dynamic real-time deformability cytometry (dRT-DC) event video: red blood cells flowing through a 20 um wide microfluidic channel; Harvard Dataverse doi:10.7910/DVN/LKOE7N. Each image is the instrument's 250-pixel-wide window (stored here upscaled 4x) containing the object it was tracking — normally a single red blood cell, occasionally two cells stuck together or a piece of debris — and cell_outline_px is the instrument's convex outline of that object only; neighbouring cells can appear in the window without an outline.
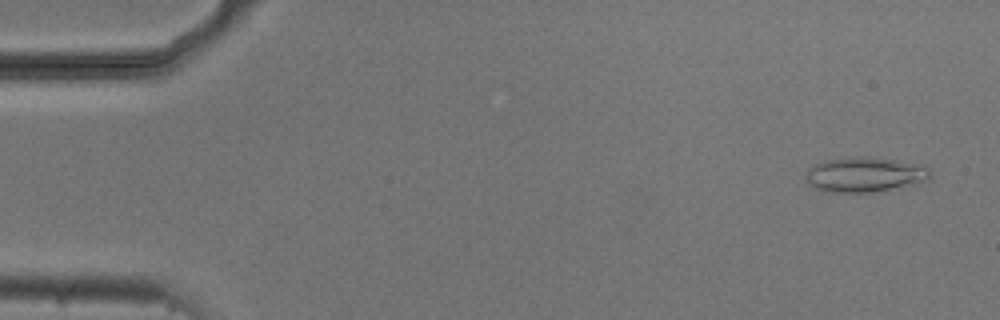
{"species": "common noctule bat (a hibernating species)", "species_latin": "Nyctalus noctula", "temperature_condition": "cold", "stored_images_in_passage": 16, "camera_frame_rate_fps": 3000, "um_per_image_px": 0.085, "animal": {"sex": "male", "body_mass_g": 20.5, "forearm_length_mm": 52.5}, "frame": {"image": 1, "passage_image": 3, "time_ms": 0.667, "image_size_px": [1000, 320], "cell_outline_px": [[932, 180], [872, 192], [832, 192], [816, 188], [804, 176], [808, 168], [824, 160], [852, 156], [864, 156], [896, 160], [924, 164], [932, 172]], "centroid_in_image_um": [73.57, 14.81], "position_along_channel_um": 11.4, "area_um2": 25.43}}